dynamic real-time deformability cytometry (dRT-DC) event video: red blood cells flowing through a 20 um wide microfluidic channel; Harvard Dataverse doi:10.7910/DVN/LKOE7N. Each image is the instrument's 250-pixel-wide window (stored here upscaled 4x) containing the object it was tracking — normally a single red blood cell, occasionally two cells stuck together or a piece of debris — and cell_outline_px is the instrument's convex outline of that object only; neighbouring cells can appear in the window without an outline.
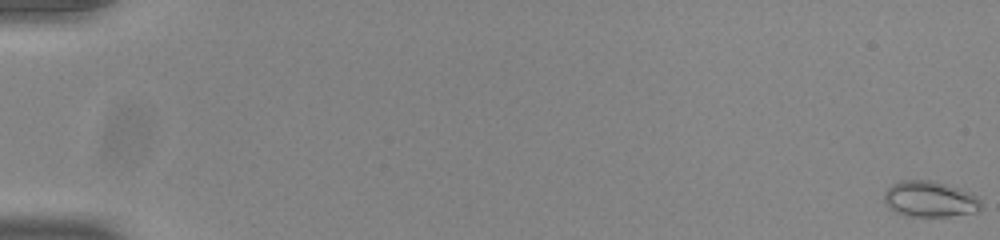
{"species": "common noctule bat (a hibernating species)", "species_latin": "Nyctalus noctula", "temperature_condition": "room temperature", "stored_images_in_passage": 55, "camera_frame_rate_fps": 3000, "um_per_image_px": 0.085, "animal": {"sex": "male", "body_mass_g": 20.0, "forearm_length_mm": 53.3}, "frame": {"image": 1, "passage_image": 1, "time_ms": 0.0, "image_size_px": [1000, 240], "cell_outline_px": [[984, 208], [976, 212], [948, 216], [904, 216], [888, 208], [884, 200], [884, 192], [892, 184], [900, 180], [932, 180], [948, 184], [972, 192], [980, 200]], "centroid_in_image_um": [79.06, 16.92], "position_along_channel_um": 5.9, "area_um2": 20.63}}
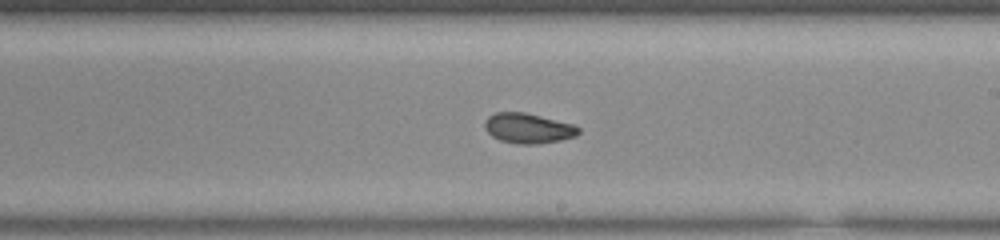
{"frame": {"image": 2, "passage_image": 34, "time_ms": 11.0, "image_size_px": [1000, 240], "cell_outline_px": [[580, 132], [576, 136], [560, 140], [536, 144], [520, 144], [500, 140], [492, 136], [484, 128], [484, 120], [488, 116], [496, 112], [524, 112], [572, 124], [580, 128]], "centroid_in_image_um": [44.87, 10.9], "position_along_channel_um": 244.1, "area_um2": 16.36}}
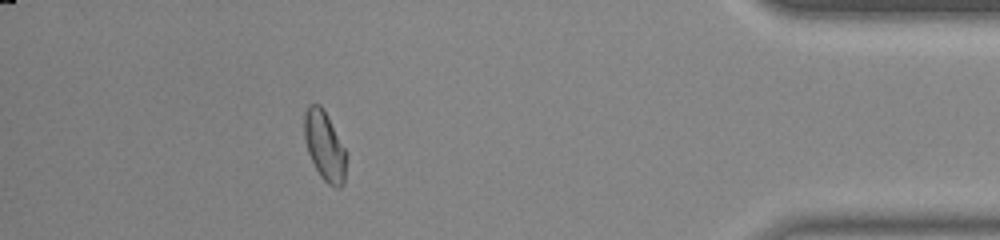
{"frame": {"image": 3, "passage_image": 50, "time_ms": 16.333, "image_size_px": [1000, 240], "cell_outline_px": [[344, 184], [340, 188], [336, 188], [328, 184], [320, 176], [308, 152], [304, 140], [304, 112], [308, 104], [320, 104], [328, 116], [344, 148]], "centroid_in_image_um": [27.55, 12.38], "position_along_channel_um": 407.7, "area_um2": 16.65}, "authors_computed_cell_mechanics": {"area_um2": 16.9354, "velocity_mm_per_s": 3.867, "shape_relaxation_time_tau1_ms": null, "shape_relaxation_time_tau2_ms": 1.6479, "deformation_change_tau1": null, "deformation_change_tau2": 0.0483}}